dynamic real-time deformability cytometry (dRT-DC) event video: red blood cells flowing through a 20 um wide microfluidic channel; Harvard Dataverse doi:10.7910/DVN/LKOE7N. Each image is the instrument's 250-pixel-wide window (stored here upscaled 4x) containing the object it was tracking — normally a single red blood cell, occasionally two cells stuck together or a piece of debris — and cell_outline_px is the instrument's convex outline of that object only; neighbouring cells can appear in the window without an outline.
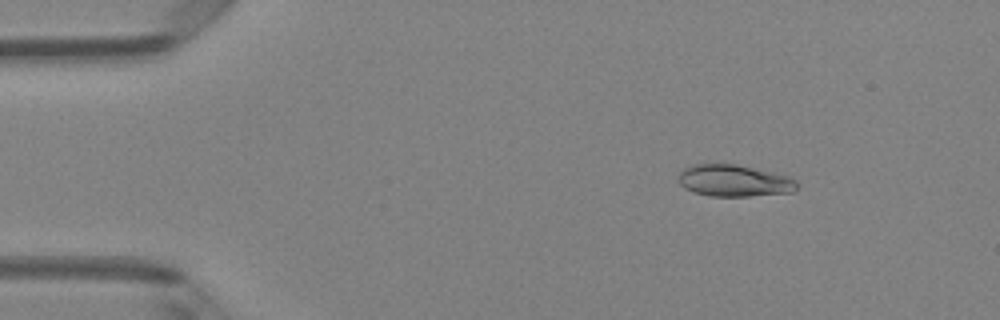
{"species": "Egyptian fruit bat (a non-hibernating species)", "species_latin": "Rousettus aegyptiacus", "temperature_condition": "room temperature", "stored_images_in_passage": 4, "camera_frame_rate_fps": 3000, "um_per_image_px": 0.085, "animal": {"sex": "female"}, "frame": {"image": 1, "passage_image": 2, "time_ms": 0.333, "image_size_px": [1000, 320], "cell_outline_px": [[800, 184], [792, 192], [748, 196], [712, 196], [692, 192], [684, 188], [680, 184], [680, 172], [684, 168], [692, 164], [736, 164], [792, 176]], "centroid_in_image_um": [62.44, 15.35], "position_along_channel_um": 22.6, "area_um2": 22.08}}